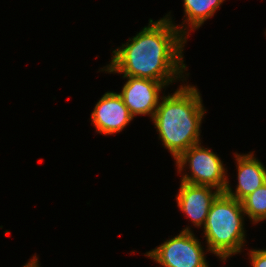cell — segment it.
I'll return each instance as SVG.
<instances>
[{
  "instance_id": "obj_10",
  "label": "cell",
  "mask_w": 266,
  "mask_h": 267,
  "mask_svg": "<svg viewBox=\"0 0 266 267\" xmlns=\"http://www.w3.org/2000/svg\"><path fill=\"white\" fill-rule=\"evenodd\" d=\"M225 0H183V21L176 24L168 12L165 17L169 19L177 29L188 39L190 33L198 30L209 19H211Z\"/></svg>"
},
{
  "instance_id": "obj_5",
  "label": "cell",
  "mask_w": 266,
  "mask_h": 267,
  "mask_svg": "<svg viewBox=\"0 0 266 267\" xmlns=\"http://www.w3.org/2000/svg\"><path fill=\"white\" fill-rule=\"evenodd\" d=\"M193 231L186 225L177 235L144 253L145 257L160 267H210L206 259L209 251Z\"/></svg>"
},
{
  "instance_id": "obj_3",
  "label": "cell",
  "mask_w": 266,
  "mask_h": 267,
  "mask_svg": "<svg viewBox=\"0 0 266 267\" xmlns=\"http://www.w3.org/2000/svg\"><path fill=\"white\" fill-rule=\"evenodd\" d=\"M245 219L242 202L221 192L213 201L201 230L209 253L223 263L233 255L242 254L247 243Z\"/></svg>"
},
{
  "instance_id": "obj_13",
  "label": "cell",
  "mask_w": 266,
  "mask_h": 267,
  "mask_svg": "<svg viewBox=\"0 0 266 267\" xmlns=\"http://www.w3.org/2000/svg\"><path fill=\"white\" fill-rule=\"evenodd\" d=\"M40 261L38 258V255L34 254L32 255L31 259H28V262L25 263L22 267H40Z\"/></svg>"
},
{
  "instance_id": "obj_11",
  "label": "cell",
  "mask_w": 266,
  "mask_h": 267,
  "mask_svg": "<svg viewBox=\"0 0 266 267\" xmlns=\"http://www.w3.org/2000/svg\"><path fill=\"white\" fill-rule=\"evenodd\" d=\"M241 202L245 217L252 225L266 221V182Z\"/></svg>"
},
{
  "instance_id": "obj_1",
  "label": "cell",
  "mask_w": 266,
  "mask_h": 267,
  "mask_svg": "<svg viewBox=\"0 0 266 267\" xmlns=\"http://www.w3.org/2000/svg\"><path fill=\"white\" fill-rule=\"evenodd\" d=\"M112 50L111 61L99 72L156 80L168 87L189 78L184 60L187 38L164 15Z\"/></svg>"
},
{
  "instance_id": "obj_9",
  "label": "cell",
  "mask_w": 266,
  "mask_h": 267,
  "mask_svg": "<svg viewBox=\"0 0 266 267\" xmlns=\"http://www.w3.org/2000/svg\"><path fill=\"white\" fill-rule=\"evenodd\" d=\"M254 152L233 153L237 171V175H235L237 176V183L235 190H233L234 188L231 186L230 178L228 177L224 193L240 202L266 182V167L255 156Z\"/></svg>"
},
{
  "instance_id": "obj_7",
  "label": "cell",
  "mask_w": 266,
  "mask_h": 267,
  "mask_svg": "<svg viewBox=\"0 0 266 267\" xmlns=\"http://www.w3.org/2000/svg\"><path fill=\"white\" fill-rule=\"evenodd\" d=\"M89 120L95 133L108 136L124 131L134 117L118 92L107 91L95 104Z\"/></svg>"
},
{
  "instance_id": "obj_12",
  "label": "cell",
  "mask_w": 266,
  "mask_h": 267,
  "mask_svg": "<svg viewBox=\"0 0 266 267\" xmlns=\"http://www.w3.org/2000/svg\"><path fill=\"white\" fill-rule=\"evenodd\" d=\"M247 255L251 267H266V248H250Z\"/></svg>"
},
{
  "instance_id": "obj_2",
  "label": "cell",
  "mask_w": 266,
  "mask_h": 267,
  "mask_svg": "<svg viewBox=\"0 0 266 267\" xmlns=\"http://www.w3.org/2000/svg\"><path fill=\"white\" fill-rule=\"evenodd\" d=\"M180 84L171 94H164L150 120L173 160L191 146L203 143L201 125L207 113L199 88L188 81Z\"/></svg>"
},
{
  "instance_id": "obj_4",
  "label": "cell",
  "mask_w": 266,
  "mask_h": 267,
  "mask_svg": "<svg viewBox=\"0 0 266 267\" xmlns=\"http://www.w3.org/2000/svg\"><path fill=\"white\" fill-rule=\"evenodd\" d=\"M223 162L216 152L201 143L191 146L174 160L180 181L208 185L221 192H224L229 176Z\"/></svg>"
},
{
  "instance_id": "obj_6",
  "label": "cell",
  "mask_w": 266,
  "mask_h": 267,
  "mask_svg": "<svg viewBox=\"0 0 266 267\" xmlns=\"http://www.w3.org/2000/svg\"><path fill=\"white\" fill-rule=\"evenodd\" d=\"M122 78L126 79V82L118 93L121 95L130 114L134 118L138 115H147L152 120L161 98L166 94L165 91L168 86L156 80L129 76H122Z\"/></svg>"
},
{
  "instance_id": "obj_8",
  "label": "cell",
  "mask_w": 266,
  "mask_h": 267,
  "mask_svg": "<svg viewBox=\"0 0 266 267\" xmlns=\"http://www.w3.org/2000/svg\"><path fill=\"white\" fill-rule=\"evenodd\" d=\"M221 193L208 185H195L180 181L176 196L179 210L191 222L194 228H203L213 201Z\"/></svg>"
}]
</instances>
